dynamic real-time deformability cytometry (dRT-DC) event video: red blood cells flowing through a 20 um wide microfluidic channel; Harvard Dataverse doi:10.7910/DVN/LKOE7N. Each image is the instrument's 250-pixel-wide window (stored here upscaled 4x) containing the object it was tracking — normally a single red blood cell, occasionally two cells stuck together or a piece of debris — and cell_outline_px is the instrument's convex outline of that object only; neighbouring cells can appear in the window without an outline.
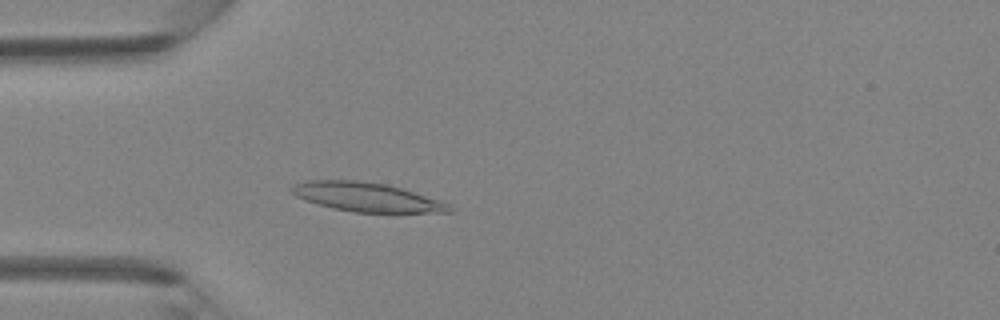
{"species": "Egyptian fruit bat (a non-hibernating species)", "species_latin": "Rousettus aegyptiacus", "temperature_condition": "room temperature", "stored_images_in_passage": 41, "camera_frame_rate_fps": 3000, "um_per_image_px": 0.085, "animal": {"sex": "female"}, "frame": {"image": 1, "passage_image": 11, "time_ms": 3.333, "image_size_px": [1000, 320], "cell_outline_px": [[452, 212], [352, 212], [332, 208], [304, 200], [296, 196], [288, 188], [292, 184], [308, 180], [356, 180], [388, 184], [440, 200], [448, 204], [452, 208]], "centroid_in_image_um": [31.11, 16.74], "position_along_channel_um": 53.9, "area_um2": 26.65}}
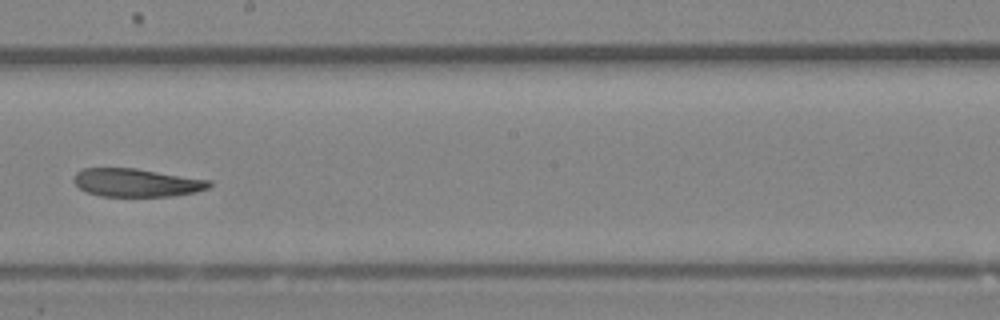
{"frame": {"image": 2, "passage_image": 23, "time_ms": 7.333, "image_size_px": [1000, 320], "cell_outline_px": [[212, 184], [208, 188], [196, 192], [172, 196], [100, 196], [88, 192], [80, 188], [72, 180], [76, 172], [84, 168], [136, 168], [212, 180]], "centroid_in_image_um": [11.63, 15.52], "position_along_channel_um": 236.6, "area_um2": 22.31}}
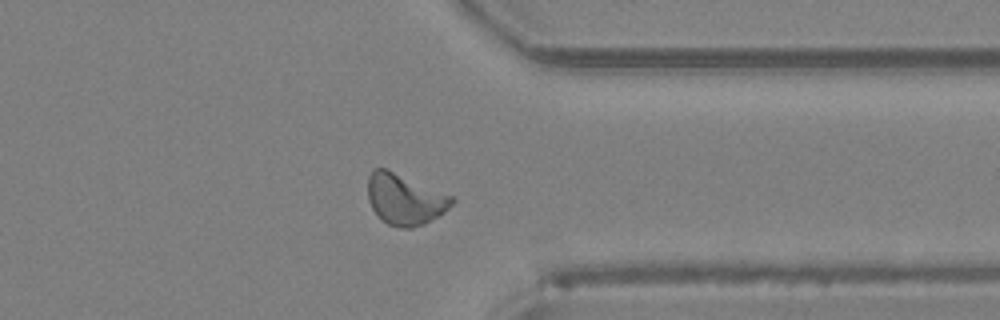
{"frame": {"image": 3, "passage_image": 32, "time_ms": 10.333, "image_size_px": [1000, 320], "cell_outline_px": [[456, 200], [444, 212], [424, 224], [412, 228], [400, 228], [388, 224], [380, 220], [372, 208], [368, 200], [368, 176], [372, 168], [384, 168], [456, 196]], "centroid_in_image_um": [34.42, 16.94], "position_along_channel_um": 377.0, "area_um2": 25.2}}